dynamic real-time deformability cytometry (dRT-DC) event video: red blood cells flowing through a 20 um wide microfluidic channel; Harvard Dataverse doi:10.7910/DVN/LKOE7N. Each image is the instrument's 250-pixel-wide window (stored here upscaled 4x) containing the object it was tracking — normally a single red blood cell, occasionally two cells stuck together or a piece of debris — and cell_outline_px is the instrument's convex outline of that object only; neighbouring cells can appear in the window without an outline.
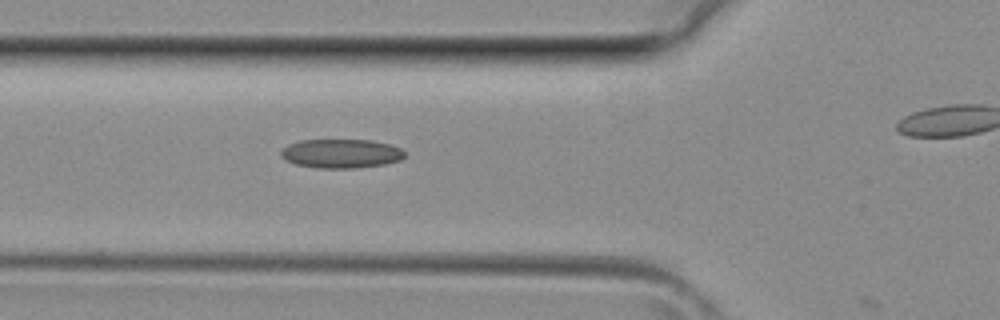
{"species": "common noctule bat (a hibernating species)", "species_latin": "Nyctalus noctula", "temperature_condition": "room temperature", "stored_images_in_passage": 14, "camera_frame_rate_fps": 3000, "um_per_image_px": 0.085, "animal": {"sex": "female", "body_mass_g": 29.2, "forearm_length_mm": 56.3}, "frame": {"image": 1, "passage_image": 13, "time_ms": 4.0, "image_size_px": [1000, 320], "cell_outline_px": [[404, 156], [400, 160], [384, 164], [356, 168], [316, 168], [296, 164], [284, 160], [280, 156], [280, 152], [288, 144], [300, 140], [372, 140], [388, 144], [400, 148], [404, 152]], "centroid_in_image_um": [28.96, 13.05], "position_along_channel_um": 96.8, "area_um2": 20.92}}